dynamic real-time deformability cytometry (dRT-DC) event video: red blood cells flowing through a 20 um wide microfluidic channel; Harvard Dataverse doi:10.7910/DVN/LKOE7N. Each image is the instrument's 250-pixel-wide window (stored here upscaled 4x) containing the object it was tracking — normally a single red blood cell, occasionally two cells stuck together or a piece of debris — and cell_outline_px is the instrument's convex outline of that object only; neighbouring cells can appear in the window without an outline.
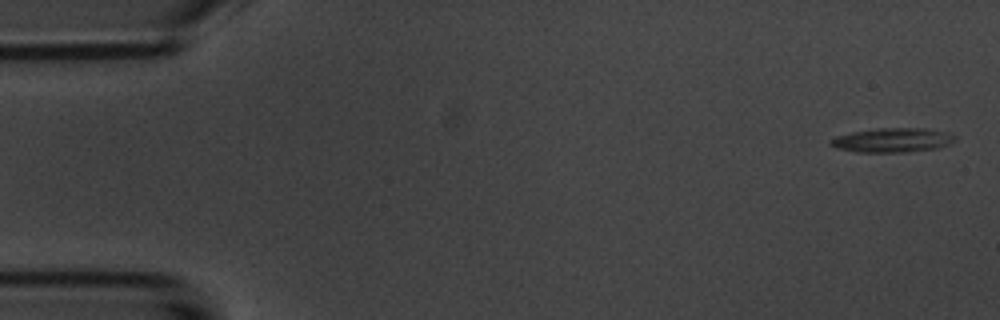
{"species": "common noctule bat (a hibernating species)", "species_latin": "Nyctalus noctula", "temperature_condition": "room temperature", "stored_images_in_passage": 4, "camera_frame_rate_fps": 3000, "um_per_image_px": 0.085, "animal": {"sex": "male", "body_mass_g": 20.1, "forearm_length_mm": 53.5}, "frame": {"image": 1, "passage_image": 1, "time_ms": 0.0, "image_size_px": [1000, 320], "cell_outline_px": [[956, 140], [948, 144], [936, 148], [908, 152], [856, 152], [836, 148], [828, 144], [828, 140], [836, 136], [852, 132], [880, 128], [924, 128], [944, 132], [956, 136]], "centroid_in_image_um": [75.81, 11.91], "position_along_channel_um": 9.2, "area_um2": 17.57}}
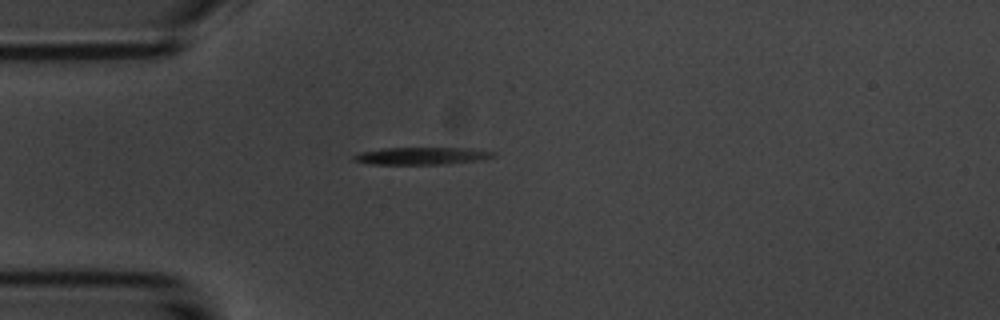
{"frame": {"image": 2, "passage_image": 4, "time_ms": 4.333, "image_size_px": [1000, 320], "cell_outline_px": [[496, 156], [480, 160], [444, 164], [372, 164], [352, 160], [352, 156], [360, 152], [384, 148], [468, 148], [496, 152]], "centroid_in_image_um": [35.85, 13.25], "position_along_channel_um": 49.1, "area_um2": 14.05}}